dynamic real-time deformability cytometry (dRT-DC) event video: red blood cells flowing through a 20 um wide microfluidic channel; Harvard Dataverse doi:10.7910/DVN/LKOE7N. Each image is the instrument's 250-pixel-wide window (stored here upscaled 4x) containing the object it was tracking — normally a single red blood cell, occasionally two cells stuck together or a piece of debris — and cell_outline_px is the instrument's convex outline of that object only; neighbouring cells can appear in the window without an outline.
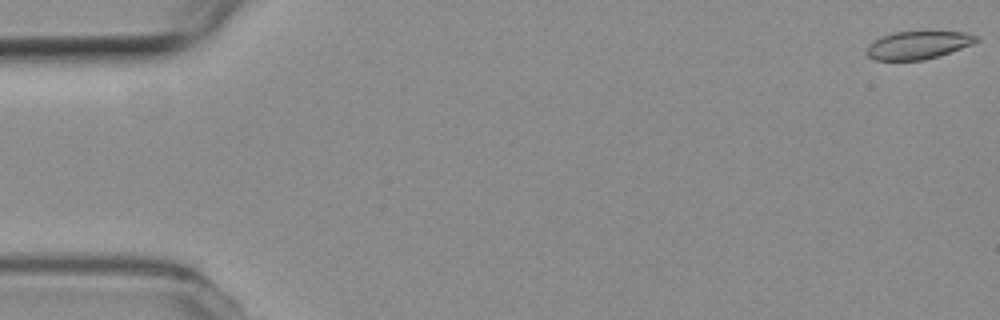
{"species": "common noctule bat (a hibernating species)", "species_latin": "Nyctalus noctula", "temperature_condition": "room temperature", "stored_images_in_passage": 8, "camera_frame_rate_fps": 3000, "um_per_image_px": 0.085, "animal": {"sex": "female", "body_mass_g": 19.3, "forearm_length_mm": 54.1}, "frame": {"image": 1, "passage_image": 1, "time_ms": 0.0, "image_size_px": [1000, 320], "cell_outline_px": [[980, 40], [972, 44], [924, 60], [876, 60], [868, 56], [864, 52], [868, 44], [892, 32], [924, 28], [964, 32], [980, 36]], "centroid_in_image_um": [78.06, 3.76], "position_along_channel_um": 6.9, "area_um2": 18.67}}